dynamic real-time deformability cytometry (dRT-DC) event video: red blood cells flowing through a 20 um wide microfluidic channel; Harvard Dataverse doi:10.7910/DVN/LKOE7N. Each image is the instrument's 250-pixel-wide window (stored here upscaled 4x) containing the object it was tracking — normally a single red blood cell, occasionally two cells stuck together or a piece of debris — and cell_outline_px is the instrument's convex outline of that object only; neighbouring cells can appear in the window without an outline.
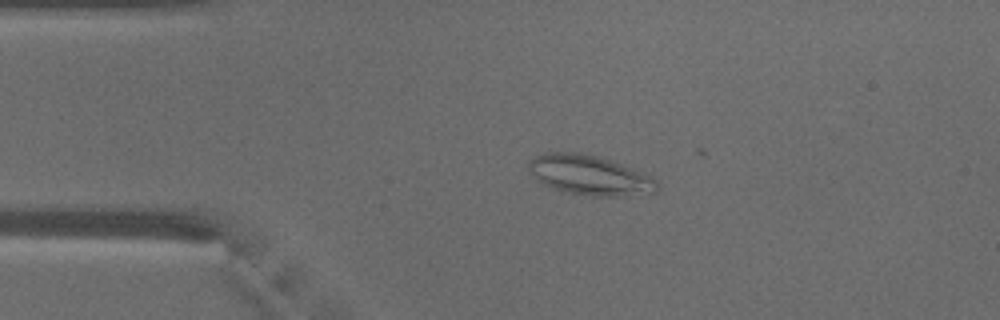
{"species": "common noctule bat (a hibernating species)", "species_latin": "Nyctalus noctula", "temperature_condition": "warm", "stored_images_in_passage": 15, "camera_frame_rate_fps": 3000, "um_per_image_px": 0.085, "animal": {"sex": "male", "body_mass_g": 18.8}, "frame": {"image": 1, "passage_image": 14, "time_ms": 4.333, "image_size_px": [1000, 320], "cell_outline_px": [[660, 188], [656, 192], [624, 196], [592, 196], [560, 192], [536, 180], [532, 176], [528, 168], [528, 160], [544, 152], [580, 152], [596, 156], [632, 168], [656, 180], [660, 184]], "centroid_in_image_um": [50.07, 14.9], "position_along_channel_um": 34.9, "area_um2": 29.94}}